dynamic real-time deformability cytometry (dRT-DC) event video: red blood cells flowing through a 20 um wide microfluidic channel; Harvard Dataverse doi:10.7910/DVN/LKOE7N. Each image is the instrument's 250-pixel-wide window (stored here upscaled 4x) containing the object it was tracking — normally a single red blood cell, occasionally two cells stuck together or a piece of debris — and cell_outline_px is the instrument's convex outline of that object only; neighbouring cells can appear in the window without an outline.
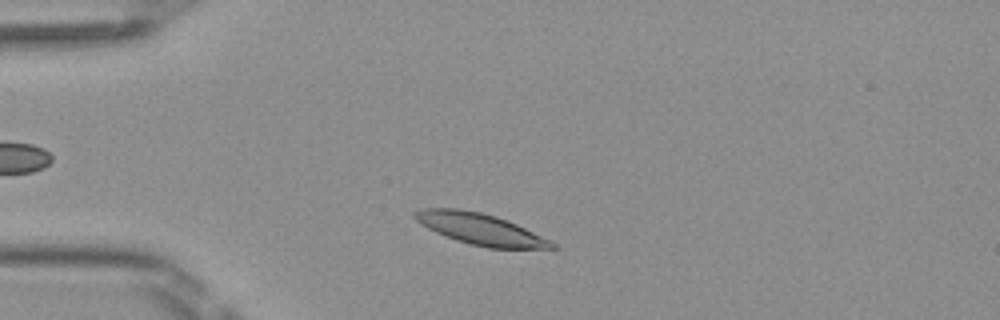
{"species": "Egyptian fruit bat (a non-hibernating species)", "species_latin": "Rousettus aegyptiacus", "temperature_condition": "room temperature", "stored_images_in_passage": 43, "camera_frame_rate_fps": 3000, "um_per_image_px": 0.085, "frame": {"image": 1, "passage_image": 5, "time_ms": 1.333, "image_size_px": [1000, 320], "cell_outline_px": [[560, 248], [488, 248], [456, 240], [436, 232], [420, 224], [412, 216], [412, 212], [424, 208], [460, 208], [480, 212], [496, 216], [516, 224], [556, 244]], "centroid_in_image_um": [40.76, 19.45], "position_along_channel_um": 44.2, "area_um2": 24.68}}
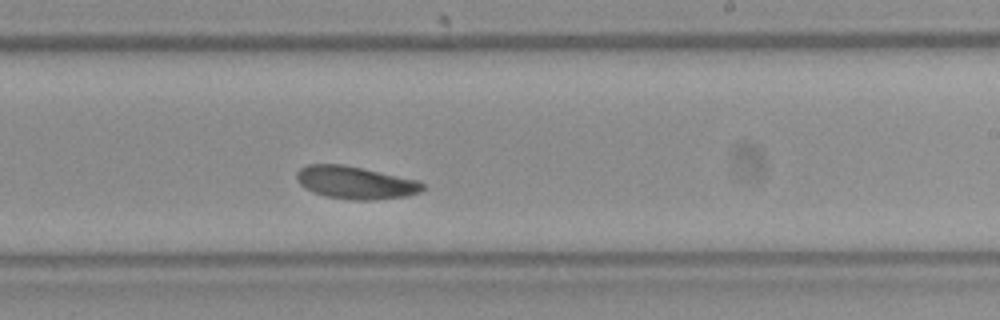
{"frame": {"image": 2, "passage_image": 23, "time_ms": 7.333, "image_size_px": [1000, 320], "cell_outline_px": [[428, 188], [420, 192], [404, 196], [372, 200], [352, 200], [328, 196], [312, 192], [300, 184], [296, 180], [296, 172], [300, 168], [308, 164], [344, 164], [416, 180], [424, 184]], "centroid_in_image_um": [30.19, 15.51], "position_along_channel_um": 258.8, "area_um2": 23.87}}
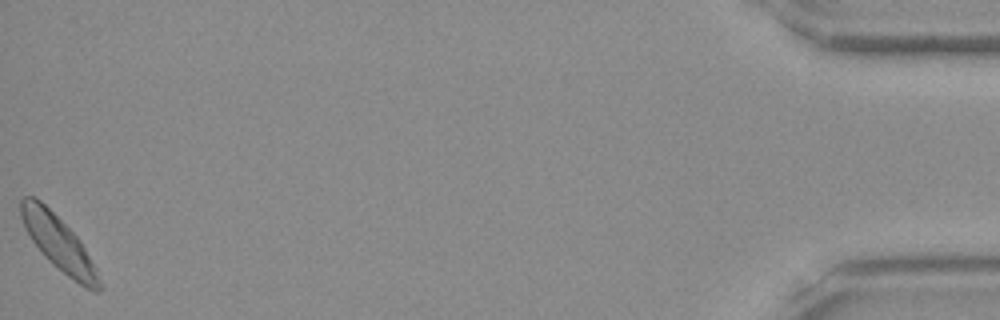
{"frame": {"image": 3, "passage_image": 43, "time_ms": 14.0, "image_size_px": [1000, 320], "cell_outline_px": [[100, 292], [96, 292], [80, 284], [68, 276], [48, 260], [44, 256], [32, 240], [24, 228], [20, 216], [20, 200], [24, 196], [36, 196], [80, 240], [96, 268], [100, 284]], "centroid_in_image_um": [4.94, 20.64], "position_along_channel_um": 430.3, "area_um2": 24.28}, "authors_computed_cell_mechanics": {"area_um2": 23.8714, "velocity_mm_per_s": 3.9882, "shape_relaxation_time_tau1_ms": 2.2969, "shape_relaxation_time_tau2_ms": null, "deformation_change_tau1": 0.0615, "deformation_change_tau2": null}}